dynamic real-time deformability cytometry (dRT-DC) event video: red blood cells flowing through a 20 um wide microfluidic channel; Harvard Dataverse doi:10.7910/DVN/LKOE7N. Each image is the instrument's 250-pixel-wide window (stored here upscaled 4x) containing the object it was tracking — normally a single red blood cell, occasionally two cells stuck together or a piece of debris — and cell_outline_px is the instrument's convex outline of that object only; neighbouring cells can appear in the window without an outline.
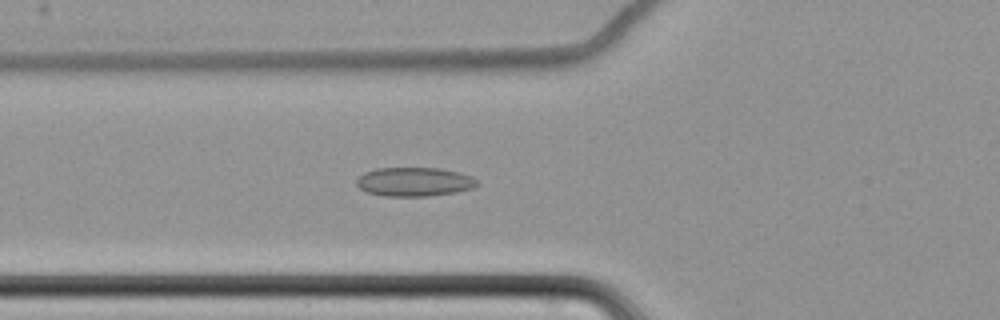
{"species": "common noctule bat (a hibernating species)", "species_latin": "Nyctalus noctula", "temperature_condition": "cold", "stored_images_in_passage": 62, "camera_frame_rate_fps": 3000, "um_per_image_px": 0.085, "animal": {"sex": "female", "body_mass_g": 22.7, "forearm_length_mm": 54.2}, "frame": {"image": 1, "passage_image": 26, "time_ms": 8.333, "image_size_px": [1000, 320], "cell_outline_px": [[480, 184], [472, 188], [456, 192], [428, 196], [384, 196], [368, 192], [360, 188], [356, 184], [356, 180], [364, 172], [376, 168], [440, 168], [460, 172], [472, 176], [480, 180]], "centroid_in_image_um": [35.26, 15.45], "position_along_channel_um": 90.5, "area_um2": 20.52}}
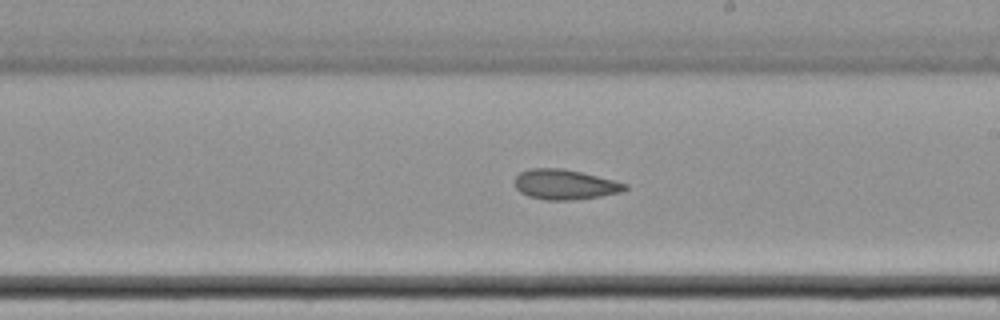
{"frame": {"image": 2, "passage_image": 39, "time_ms": 12.667, "image_size_px": [1000, 320], "cell_outline_px": [[628, 188], [620, 192], [600, 196], [568, 200], [544, 200], [528, 196], [520, 192], [516, 188], [516, 176], [520, 172], [532, 168], [564, 168], [628, 184]], "centroid_in_image_um": [47.99, 15.68], "position_along_channel_um": 241.0, "area_um2": 19.07}}
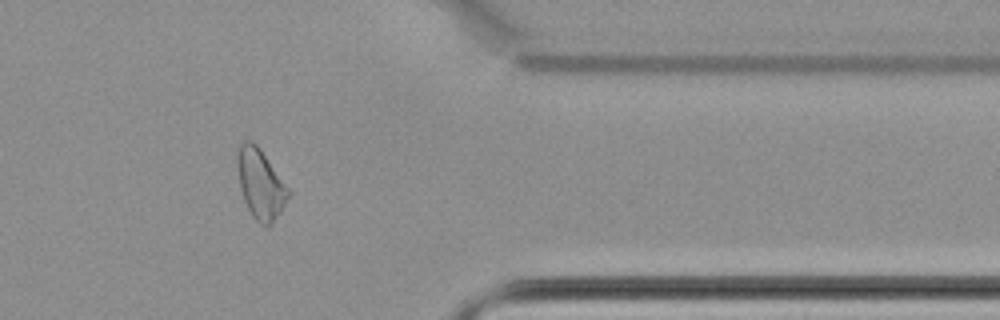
{"frame": {"image": 3, "passage_image": 53, "time_ms": 17.333, "image_size_px": [1000, 320], "cell_outline_px": [[292, 192], [280, 212], [272, 224], [264, 228], [252, 216], [244, 200], [240, 188], [236, 160], [236, 156], [240, 144], [244, 140], [252, 140], [260, 148]], "centroid_in_image_um": [22.14, 15.63], "position_along_channel_um": 389.3, "area_um2": 20.92}}